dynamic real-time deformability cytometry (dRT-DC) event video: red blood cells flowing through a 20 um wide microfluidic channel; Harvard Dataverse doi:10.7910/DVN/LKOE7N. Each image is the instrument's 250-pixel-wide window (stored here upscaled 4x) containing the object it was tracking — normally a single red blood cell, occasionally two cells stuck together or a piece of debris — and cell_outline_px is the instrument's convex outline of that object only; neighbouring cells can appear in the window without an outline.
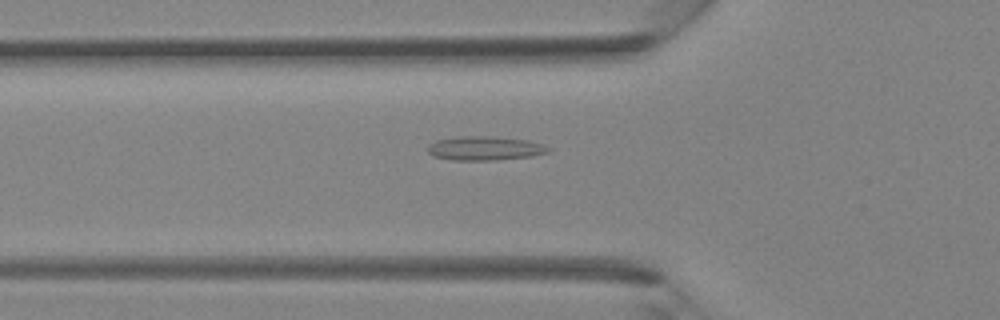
{"species": "Egyptian fruit bat (a non-hibernating species)", "species_latin": "Rousettus aegyptiacus", "temperature_condition": "room temperature", "stored_images_in_passage": 32, "camera_frame_rate_fps": 3000, "um_per_image_px": 0.085, "animal": {"sex": "female"}, "frame": {"image": 1, "passage_image": 6, "time_ms": 1.667, "image_size_px": [1000, 320], "cell_outline_px": [[552, 148], [548, 152], [532, 156], [496, 160], [452, 160], [432, 156], [428, 152], [428, 144], [436, 140], [464, 136], [492, 136], [528, 140], [544, 144]], "centroid_in_image_um": [41.23, 12.6], "position_along_channel_um": 84.6, "area_um2": 16.99}}
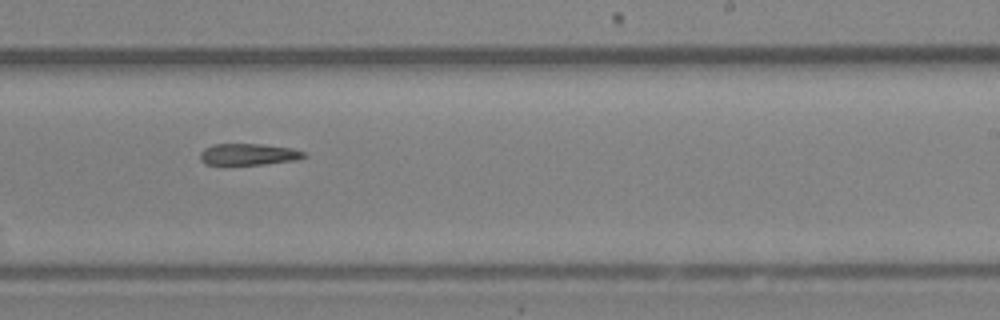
{"frame": {"image": 2, "passage_image": 17, "time_ms": 5.333, "image_size_px": [1000, 320], "cell_outline_px": [[308, 156], [296, 160], [264, 164], [204, 164], [200, 160], [200, 152], [204, 148], [212, 144], [260, 144], [292, 148], [304, 152]], "centroid_in_image_um": [21.11, 13.11], "position_along_channel_um": 267.9, "area_um2": 13.01}}
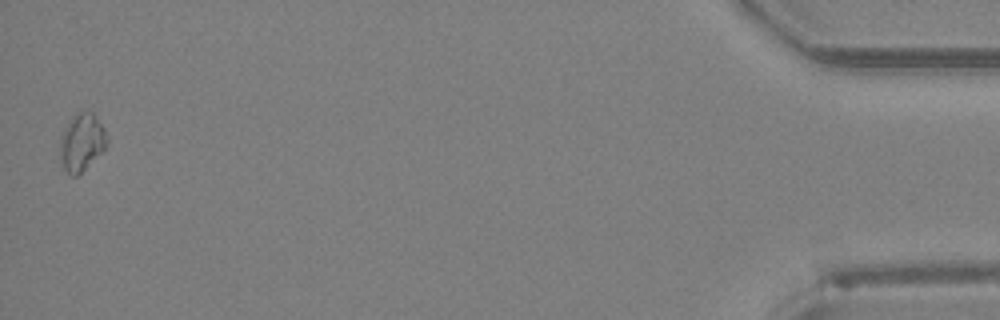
{"frame": {"image": 3, "passage_image": 32, "time_ms": 10.333, "image_size_px": [1000, 320], "cell_outline_px": [[108, 140], [104, 148], [76, 176], [68, 176], [60, 160], [60, 136], [72, 116], [76, 112], [92, 112], [96, 116], [104, 128]], "centroid_in_image_um": [6.91, 12.07], "position_along_channel_um": 428.3, "area_um2": 15.43}}